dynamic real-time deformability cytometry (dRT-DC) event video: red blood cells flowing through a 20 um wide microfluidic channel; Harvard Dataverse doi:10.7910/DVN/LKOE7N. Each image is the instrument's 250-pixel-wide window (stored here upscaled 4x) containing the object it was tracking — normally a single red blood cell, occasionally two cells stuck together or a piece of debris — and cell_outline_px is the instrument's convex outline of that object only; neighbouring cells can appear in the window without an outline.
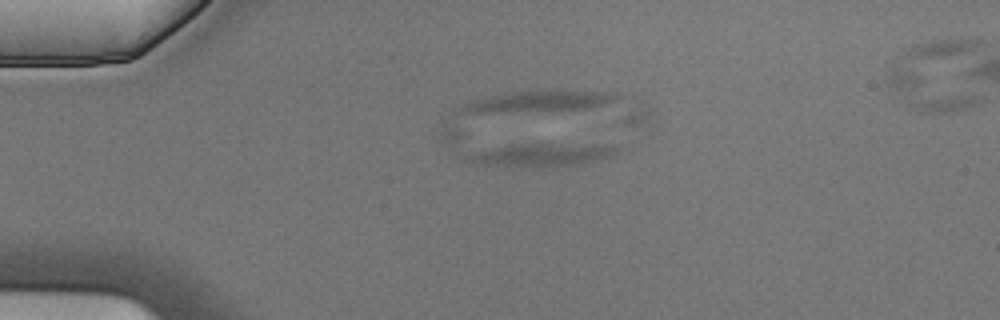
{"species": "Egyptian fruit bat (a non-hibernating species)", "species_latin": "Rousettus aegyptiacus", "temperature_condition": "cold", "stored_images_in_passage": 5, "camera_frame_rate_fps": 3000, "um_per_image_px": 0.085, "animal": {"sex": "male"}, "frame": {"image": 1, "passage_image": 3, "time_ms": 0.667, "image_size_px": [1000, 320], "cell_outline_px": [[624, 148], [612, 156], [580, 164], [552, 168], [536, 168], [480, 164], [464, 160], [460, 156], [476, 152], [496, 148], [520, 144], [620, 144]], "centroid_in_image_um": [46.19, 13.18], "position_along_channel_um": 38.8, "area_um2": 20.58}}